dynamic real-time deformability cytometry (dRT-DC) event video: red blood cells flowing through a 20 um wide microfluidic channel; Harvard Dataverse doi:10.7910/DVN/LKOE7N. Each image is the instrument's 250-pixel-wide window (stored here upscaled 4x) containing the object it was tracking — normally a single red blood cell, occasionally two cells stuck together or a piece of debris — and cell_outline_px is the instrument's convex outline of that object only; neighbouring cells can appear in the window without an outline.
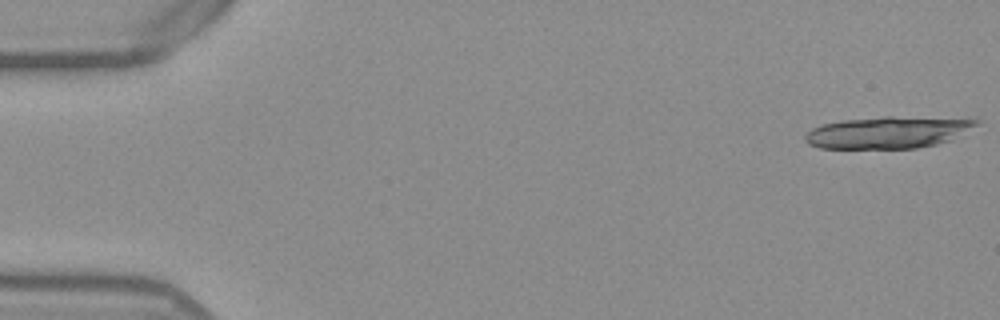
{"species": "Egyptian fruit bat (a non-hibernating species)", "species_latin": "Rousettus aegyptiacus", "temperature_condition": "warm", "stored_images_in_passage": 23, "camera_frame_rate_fps": 3000, "um_per_image_px": 0.085, "frame": {"image": 1, "passage_image": 1, "time_ms": 0.0, "image_size_px": [1000, 320], "cell_outline_px": [[980, 124], [948, 140], [936, 144], [916, 148], [820, 148], [808, 144], [804, 140], [804, 136], [812, 128], [824, 124], [840, 120], [884, 116], [976, 116], [980, 120]], "centroid_in_image_um": [75.61, 11.2], "position_along_channel_um": 9.4, "area_um2": 32.66}}